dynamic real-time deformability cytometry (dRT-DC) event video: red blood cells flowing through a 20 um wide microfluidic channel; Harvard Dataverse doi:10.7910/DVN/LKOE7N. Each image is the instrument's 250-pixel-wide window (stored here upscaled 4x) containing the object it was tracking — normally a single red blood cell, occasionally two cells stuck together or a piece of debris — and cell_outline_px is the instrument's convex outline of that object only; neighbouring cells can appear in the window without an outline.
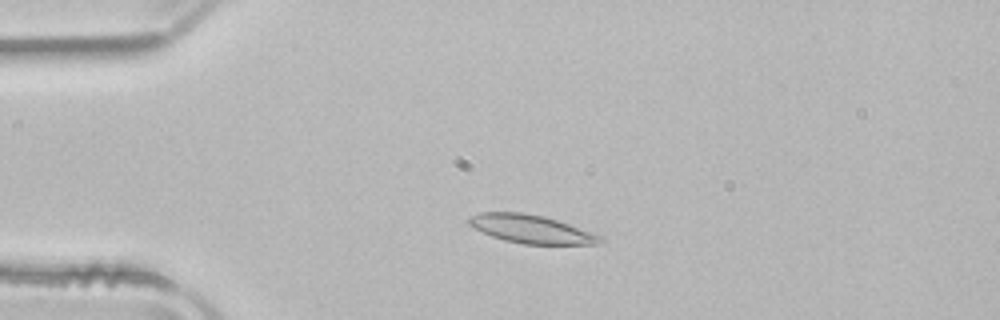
{"species": "common noctule bat (a hibernating species)", "species_latin": "Nyctalus noctula", "temperature_condition": "room temperature", "stored_images_in_passage": 49, "camera_frame_rate_fps": 3000, "um_per_image_px": 0.085, "animal": {"sex": "male", "body_mass_g": 21.5, "forearm_length_mm": 52.0}, "frame": {"image": 1, "passage_image": 9, "time_ms": 2.667, "image_size_px": [1000, 320], "cell_outline_px": [[604, 240], [600, 244], [524, 244], [504, 240], [492, 236], [468, 224], [468, 220], [472, 216], [480, 212], [524, 212], [544, 216], [604, 236]], "centroid_in_image_um": [45.2, 19.47], "position_along_channel_um": 39.8, "area_um2": 21.5}}
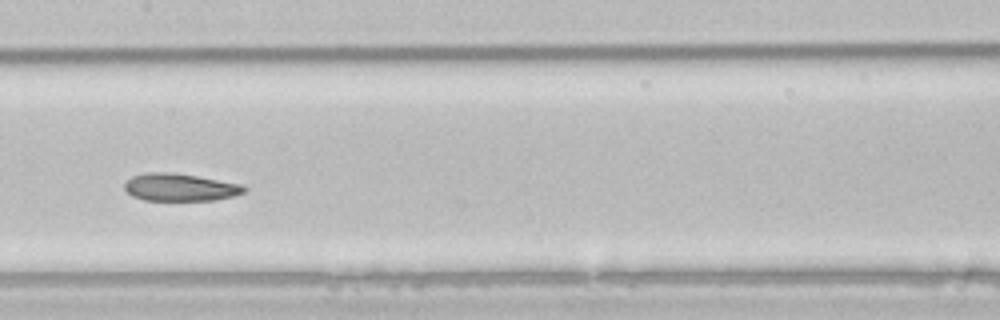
{"frame": {"image": 2, "passage_image": 23, "time_ms": 7.333, "image_size_px": [1000, 320], "cell_outline_px": [[248, 188], [244, 192], [232, 196], [216, 200], [144, 200], [132, 196], [124, 188], [124, 184], [132, 176], [148, 172], [168, 172], [196, 176], [240, 184]], "centroid_in_image_um": [15.28, 15.92], "position_along_channel_um": 192.1, "area_um2": 18.96}}
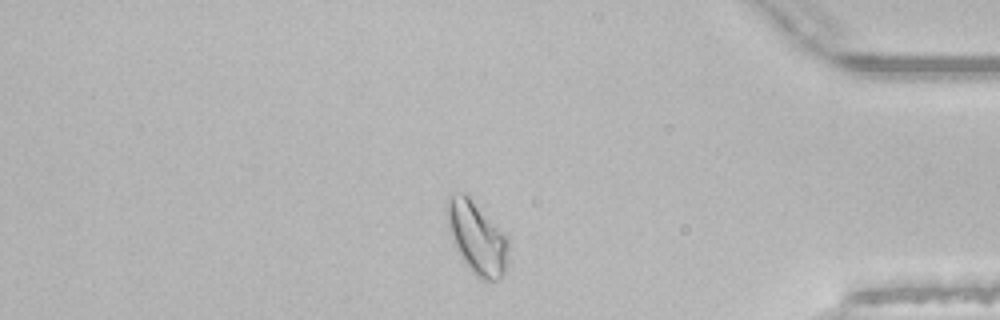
{"frame": {"image": 3, "passage_image": 41, "time_ms": 13.333, "image_size_px": [1000, 320], "cell_outline_px": [[508, 264], [504, 276], [496, 280], [484, 280], [476, 276], [468, 268], [452, 244], [444, 212], [444, 208], [448, 196], [460, 192], [464, 192], [472, 200], [508, 240]], "centroid_in_image_um": [40.48, 20.23], "position_along_channel_um": 394.7, "area_um2": 25.95}, "authors_computed_cell_mechanics": {"area_um2": 21.2126, "velocity_mm_per_s": 3.8922, "shape_relaxation_time_tau1_ms": 4.424, "shape_relaxation_time_tau2_ms": 4.7386, "deformation_change_tau1": 0.1375, "deformation_change_tau2": 0.1151}}